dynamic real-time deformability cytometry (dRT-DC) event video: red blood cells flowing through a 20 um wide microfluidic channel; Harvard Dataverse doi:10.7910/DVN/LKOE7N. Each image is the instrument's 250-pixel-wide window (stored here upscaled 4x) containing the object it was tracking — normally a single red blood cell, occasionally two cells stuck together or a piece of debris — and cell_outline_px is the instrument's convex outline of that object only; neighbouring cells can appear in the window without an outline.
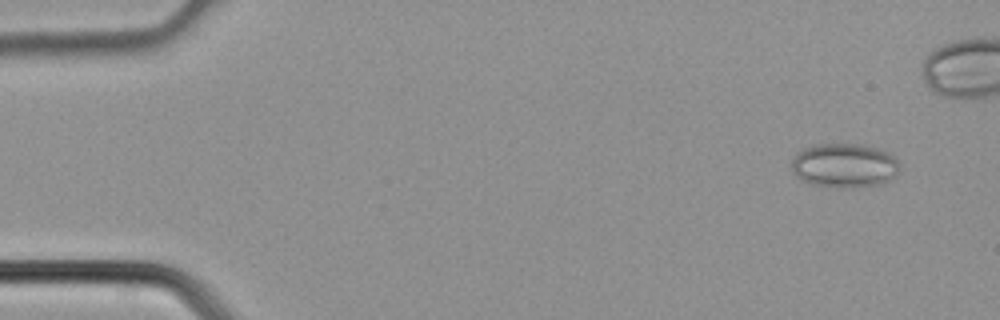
{"species": "common noctule bat (a hibernating species)", "species_latin": "Nyctalus noctula", "temperature_condition": "cold", "stored_images_in_passage": 4, "camera_frame_rate_fps": 3000, "um_per_image_px": 0.085, "animal": {"sex": "male", "body_mass_g": 21.5, "forearm_length_mm": 52.0}, "frame": {"image": 1, "passage_image": 1, "time_ms": 0.0, "image_size_px": [1000, 320], "cell_outline_px": [[900, 168], [896, 176], [880, 184], [856, 188], [836, 188], [808, 184], [800, 180], [796, 176], [792, 168], [792, 160], [796, 152], [804, 148], [816, 144], [860, 144], [876, 148], [888, 152], [896, 160]], "centroid_in_image_um": [71.74, 14.09], "position_along_channel_um": 13.3, "area_um2": 28.21}}